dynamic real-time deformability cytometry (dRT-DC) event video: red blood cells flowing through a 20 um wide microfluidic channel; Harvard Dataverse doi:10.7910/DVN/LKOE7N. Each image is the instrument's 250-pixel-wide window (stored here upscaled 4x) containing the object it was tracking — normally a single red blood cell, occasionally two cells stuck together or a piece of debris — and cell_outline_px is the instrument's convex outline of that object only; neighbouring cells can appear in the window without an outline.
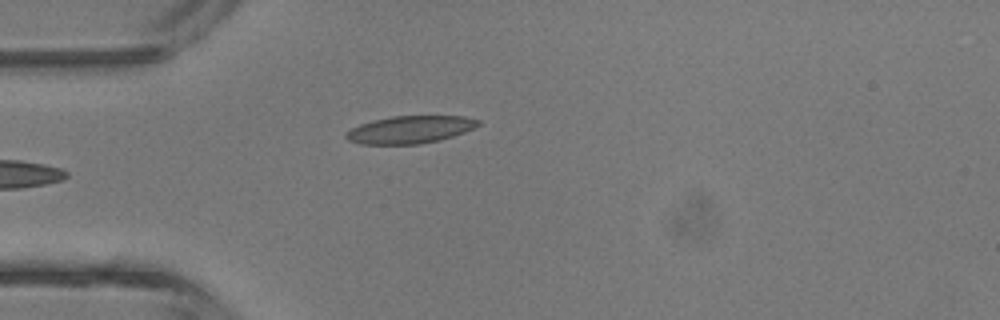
{"species": "common noctule bat (a hibernating species)", "species_latin": "Nyctalus noctula", "temperature_condition": "room temperature", "stored_images_in_passage": 5, "camera_frame_rate_fps": 3000, "um_per_image_px": 0.085, "animal": {"sex": "male", "body_mass_g": 13.3}, "frame": {"image": 1, "passage_image": 5, "time_ms": 4.333, "image_size_px": [1000, 320], "cell_outline_px": [[480, 124], [464, 132], [440, 140], [420, 144], [360, 144], [348, 140], [344, 136], [344, 132], [360, 124], [372, 120], [392, 116], [464, 116], [480, 120]], "centroid_in_image_um": [34.82, 11.01], "position_along_channel_um": 50.2, "area_um2": 21.21}}